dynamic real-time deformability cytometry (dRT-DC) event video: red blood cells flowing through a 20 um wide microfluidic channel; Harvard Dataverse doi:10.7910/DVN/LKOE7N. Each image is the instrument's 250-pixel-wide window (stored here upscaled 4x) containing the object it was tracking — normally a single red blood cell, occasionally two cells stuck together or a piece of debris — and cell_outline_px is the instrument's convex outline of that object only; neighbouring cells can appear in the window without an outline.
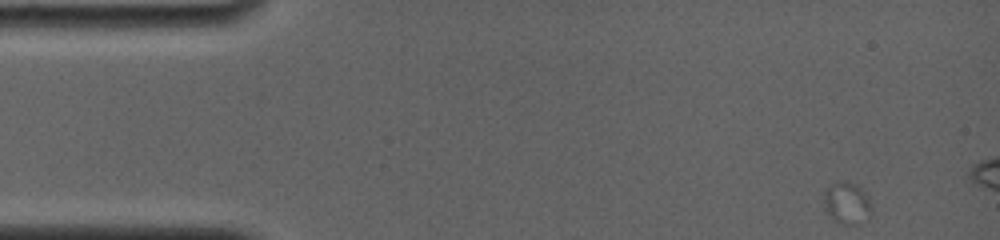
{"species": "common noctule bat (a hibernating species)", "species_latin": "Nyctalus noctula", "temperature_condition": "room temperature", "stored_images_in_passage": 9, "camera_frame_rate_fps": 4000, "um_per_image_px": 0.085, "animal": {"sex": "female", "body_mass_g": 19.0, "forearm_length_mm": 56.7}, "frame": {"image": 1, "passage_image": 1, "time_ms": 0.0, "image_size_px": [1000, 240], "cell_outline_px": [[872, 216], [856, 224], [844, 224], [836, 220], [824, 212], [824, 192], [836, 180], [844, 180], [856, 184], [864, 192], [868, 200]], "centroid_in_image_um": [71.96, 17.24], "position_along_channel_um": 13.0, "area_um2": 11.56}}